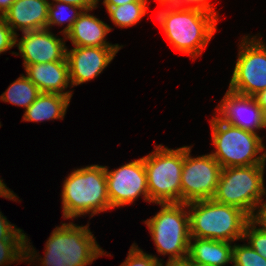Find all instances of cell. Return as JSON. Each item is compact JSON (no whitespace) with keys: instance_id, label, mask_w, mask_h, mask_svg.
<instances>
[{"instance_id":"cell-1","label":"cell","mask_w":266,"mask_h":266,"mask_svg":"<svg viewBox=\"0 0 266 266\" xmlns=\"http://www.w3.org/2000/svg\"><path fill=\"white\" fill-rule=\"evenodd\" d=\"M157 19L173 49L198 58L216 33L219 13L215 9L164 6Z\"/></svg>"},{"instance_id":"cell-2","label":"cell","mask_w":266,"mask_h":266,"mask_svg":"<svg viewBox=\"0 0 266 266\" xmlns=\"http://www.w3.org/2000/svg\"><path fill=\"white\" fill-rule=\"evenodd\" d=\"M89 229V223L79 226L73 222L57 226L45 244V254L39 257L36 250L31 248L26 236V262L38 259L40 266H87L95 259L106 255L107 252L96 242ZM39 257V258H38Z\"/></svg>"},{"instance_id":"cell-3","label":"cell","mask_w":266,"mask_h":266,"mask_svg":"<svg viewBox=\"0 0 266 266\" xmlns=\"http://www.w3.org/2000/svg\"><path fill=\"white\" fill-rule=\"evenodd\" d=\"M61 192L63 219L110 210L105 166L88 165L72 170Z\"/></svg>"},{"instance_id":"cell-4","label":"cell","mask_w":266,"mask_h":266,"mask_svg":"<svg viewBox=\"0 0 266 266\" xmlns=\"http://www.w3.org/2000/svg\"><path fill=\"white\" fill-rule=\"evenodd\" d=\"M190 236L235 242L243 240L251 217L238 207L221 204L213 199L187 203Z\"/></svg>"},{"instance_id":"cell-5","label":"cell","mask_w":266,"mask_h":266,"mask_svg":"<svg viewBox=\"0 0 266 266\" xmlns=\"http://www.w3.org/2000/svg\"><path fill=\"white\" fill-rule=\"evenodd\" d=\"M210 125L216 148L210 154L222 169L266 163L265 146L260 135L223 123L215 116Z\"/></svg>"},{"instance_id":"cell-6","label":"cell","mask_w":266,"mask_h":266,"mask_svg":"<svg viewBox=\"0 0 266 266\" xmlns=\"http://www.w3.org/2000/svg\"><path fill=\"white\" fill-rule=\"evenodd\" d=\"M265 165L223 168L212 199L238 207L252 217L259 202L266 196L263 180Z\"/></svg>"},{"instance_id":"cell-7","label":"cell","mask_w":266,"mask_h":266,"mask_svg":"<svg viewBox=\"0 0 266 266\" xmlns=\"http://www.w3.org/2000/svg\"><path fill=\"white\" fill-rule=\"evenodd\" d=\"M150 203H181L183 147L162 144L143 157Z\"/></svg>"},{"instance_id":"cell-8","label":"cell","mask_w":266,"mask_h":266,"mask_svg":"<svg viewBox=\"0 0 266 266\" xmlns=\"http://www.w3.org/2000/svg\"><path fill=\"white\" fill-rule=\"evenodd\" d=\"M158 213L144 221L154 241L158 254L169 255L168 260L188 256L190 225L187 204L157 203Z\"/></svg>"},{"instance_id":"cell-9","label":"cell","mask_w":266,"mask_h":266,"mask_svg":"<svg viewBox=\"0 0 266 266\" xmlns=\"http://www.w3.org/2000/svg\"><path fill=\"white\" fill-rule=\"evenodd\" d=\"M256 37L246 35L241 40L228 88L247 96H256L266 89V44Z\"/></svg>"},{"instance_id":"cell-10","label":"cell","mask_w":266,"mask_h":266,"mask_svg":"<svg viewBox=\"0 0 266 266\" xmlns=\"http://www.w3.org/2000/svg\"><path fill=\"white\" fill-rule=\"evenodd\" d=\"M191 147L183 146L181 203L185 204L212 199L222 170L210 153L192 157Z\"/></svg>"},{"instance_id":"cell-11","label":"cell","mask_w":266,"mask_h":266,"mask_svg":"<svg viewBox=\"0 0 266 266\" xmlns=\"http://www.w3.org/2000/svg\"><path fill=\"white\" fill-rule=\"evenodd\" d=\"M110 209L132 204L138 197L150 203L143 157L115 170L105 166Z\"/></svg>"},{"instance_id":"cell-12","label":"cell","mask_w":266,"mask_h":266,"mask_svg":"<svg viewBox=\"0 0 266 266\" xmlns=\"http://www.w3.org/2000/svg\"><path fill=\"white\" fill-rule=\"evenodd\" d=\"M219 121L258 134L266 128V114L254 96H247L227 90L216 107ZM257 130V131H256Z\"/></svg>"},{"instance_id":"cell-13","label":"cell","mask_w":266,"mask_h":266,"mask_svg":"<svg viewBox=\"0 0 266 266\" xmlns=\"http://www.w3.org/2000/svg\"><path fill=\"white\" fill-rule=\"evenodd\" d=\"M22 34L20 39H17L19 35H16L15 46L18 47L19 53L12 52V54L21 55L23 67L38 63L67 61L66 35L58 38L49 29L27 31Z\"/></svg>"},{"instance_id":"cell-14","label":"cell","mask_w":266,"mask_h":266,"mask_svg":"<svg viewBox=\"0 0 266 266\" xmlns=\"http://www.w3.org/2000/svg\"><path fill=\"white\" fill-rule=\"evenodd\" d=\"M122 47H77L66 51L70 86L88 82L102 73Z\"/></svg>"},{"instance_id":"cell-15","label":"cell","mask_w":266,"mask_h":266,"mask_svg":"<svg viewBox=\"0 0 266 266\" xmlns=\"http://www.w3.org/2000/svg\"><path fill=\"white\" fill-rule=\"evenodd\" d=\"M49 5L48 0H15L2 17L16 35V30L47 29Z\"/></svg>"},{"instance_id":"cell-16","label":"cell","mask_w":266,"mask_h":266,"mask_svg":"<svg viewBox=\"0 0 266 266\" xmlns=\"http://www.w3.org/2000/svg\"><path fill=\"white\" fill-rule=\"evenodd\" d=\"M24 70L41 93H57L72 98V90L65 91L67 87L71 88L67 61L27 65Z\"/></svg>"},{"instance_id":"cell-17","label":"cell","mask_w":266,"mask_h":266,"mask_svg":"<svg viewBox=\"0 0 266 266\" xmlns=\"http://www.w3.org/2000/svg\"><path fill=\"white\" fill-rule=\"evenodd\" d=\"M92 10H83L66 34V39L77 47H123L106 41L105 38L112 28L96 16L89 14Z\"/></svg>"},{"instance_id":"cell-18","label":"cell","mask_w":266,"mask_h":266,"mask_svg":"<svg viewBox=\"0 0 266 266\" xmlns=\"http://www.w3.org/2000/svg\"><path fill=\"white\" fill-rule=\"evenodd\" d=\"M188 257L196 266H225L232 262L233 245L227 241L191 237Z\"/></svg>"},{"instance_id":"cell-19","label":"cell","mask_w":266,"mask_h":266,"mask_svg":"<svg viewBox=\"0 0 266 266\" xmlns=\"http://www.w3.org/2000/svg\"><path fill=\"white\" fill-rule=\"evenodd\" d=\"M70 100V97L57 93H40L36 100L25 110L23 121L63 120Z\"/></svg>"},{"instance_id":"cell-20","label":"cell","mask_w":266,"mask_h":266,"mask_svg":"<svg viewBox=\"0 0 266 266\" xmlns=\"http://www.w3.org/2000/svg\"><path fill=\"white\" fill-rule=\"evenodd\" d=\"M40 93L38 87L22 74L0 95V100L23 107L26 110Z\"/></svg>"},{"instance_id":"cell-21","label":"cell","mask_w":266,"mask_h":266,"mask_svg":"<svg viewBox=\"0 0 266 266\" xmlns=\"http://www.w3.org/2000/svg\"><path fill=\"white\" fill-rule=\"evenodd\" d=\"M148 4L144 0L106 7L110 20L120 28H128L137 24L147 14Z\"/></svg>"},{"instance_id":"cell-22","label":"cell","mask_w":266,"mask_h":266,"mask_svg":"<svg viewBox=\"0 0 266 266\" xmlns=\"http://www.w3.org/2000/svg\"><path fill=\"white\" fill-rule=\"evenodd\" d=\"M26 236L19 228L8 240H0V266L26 261Z\"/></svg>"},{"instance_id":"cell-23","label":"cell","mask_w":266,"mask_h":266,"mask_svg":"<svg viewBox=\"0 0 266 266\" xmlns=\"http://www.w3.org/2000/svg\"><path fill=\"white\" fill-rule=\"evenodd\" d=\"M66 10L71 11V15L65 13ZM69 11V12H70ZM83 12V9L68 3L62 2H51L48 11L47 29L50 30L52 26L58 25L62 26L65 22H68L65 28H63L59 33L66 35L73 27L74 22L78 19L79 15ZM67 15V16H66ZM69 15V16H68Z\"/></svg>"},{"instance_id":"cell-24","label":"cell","mask_w":266,"mask_h":266,"mask_svg":"<svg viewBox=\"0 0 266 266\" xmlns=\"http://www.w3.org/2000/svg\"><path fill=\"white\" fill-rule=\"evenodd\" d=\"M233 266H266V259L249 244L233 245Z\"/></svg>"},{"instance_id":"cell-25","label":"cell","mask_w":266,"mask_h":266,"mask_svg":"<svg viewBox=\"0 0 266 266\" xmlns=\"http://www.w3.org/2000/svg\"><path fill=\"white\" fill-rule=\"evenodd\" d=\"M248 241V244L266 259V231L250 220L244 230L243 240Z\"/></svg>"},{"instance_id":"cell-26","label":"cell","mask_w":266,"mask_h":266,"mask_svg":"<svg viewBox=\"0 0 266 266\" xmlns=\"http://www.w3.org/2000/svg\"><path fill=\"white\" fill-rule=\"evenodd\" d=\"M162 259H158L152 254H147L138 247L132 244L129 249L128 256L120 266H161Z\"/></svg>"},{"instance_id":"cell-27","label":"cell","mask_w":266,"mask_h":266,"mask_svg":"<svg viewBox=\"0 0 266 266\" xmlns=\"http://www.w3.org/2000/svg\"><path fill=\"white\" fill-rule=\"evenodd\" d=\"M16 34L11 30L5 19L0 16V54L15 47Z\"/></svg>"},{"instance_id":"cell-28","label":"cell","mask_w":266,"mask_h":266,"mask_svg":"<svg viewBox=\"0 0 266 266\" xmlns=\"http://www.w3.org/2000/svg\"><path fill=\"white\" fill-rule=\"evenodd\" d=\"M255 211L256 214H253L251 220L259 226L262 230L266 231V200L263 199L259 202Z\"/></svg>"},{"instance_id":"cell-29","label":"cell","mask_w":266,"mask_h":266,"mask_svg":"<svg viewBox=\"0 0 266 266\" xmlns=\"http://www.w3.org/2000/svg\"><path fill=\"white\" fill-rule=\"evenodd\" d=\"M18 229L0 212V240H8Z\"/></svg>"},{"instance_id":"cell-30","label":"cell","mask_w":266,"mask_h":266,"mask_svg":"<svg viewBox=\"0 0 266 266\" xmlns=\"http://www.w3.org/2000/svg\"><path fill=\"white\" fill-rule=\"evenodd\" d=\"M174 6L200 7L203 9H214L209 0H174Z\"/></svg>"},{"instance_id":"cell-31","label":"cell","mask_w":266,"mask_h":266,"mask_svg":"<svg viewBox=\"0 0 266 266\" xmlns=\"http://www.w3.org/2000/svg\"><path fill=\"white\" fill-rule=\"evenodd\" d=\"M52 1L72 4L82 8L83 10L95 9L99 2V0H52Z\"/></svg>"},{"instance_id":"cell-32","label":"cell","mask_w":266,"mask_h":266,"mask_svg":"<svg viewBox=\"0 0 266 266\" xmlns=\"http://www.w3.org/2000/svg\"><path fill=\"white\" fill-rule=\"evenodd\" d=\"M163 263L162 261L161 266H196L188 256L181 259L167 260L165 264Z\"/></svg>"},{"instance_id":"cell-33","label":"cell","mask_w":266,"mask_h":266,"mask_svg":"<svg viewBox=\"0 0 266 266\" xmlns=\"http://www.w3.org/2000/svg\"><path fill=\"white\" fill-rule=\"evenodd\" d=\"M0 197H4L13 201H17L19 198L13 191H11V189L6 186L2 179H0Z\"/></svg>"},{"instance_id":"cell-34","label":"cell","mask_w":266,"mask_h":266,"mask_svg":"<svg viewBox=\"0 0 266 266\" xmlns=\"http://www.w3.org/2000/svg\"><path fill=\"white\" fill-rule=\"evenodd\" d=\"M135 1L137 0H103L102 3L104 4L105 7H114Z\"/></svg>"},{"instance_id":"cell-35","label":"cell","mask_w":266,"mask_h":266,"mask_svg":"<svg viewBox=\"0 0 266 266\" xmlns=\"http://www.w3.org/2000/svg\"><path fill=\"white\" fill-rule=\"evenodd\" d=\"M254 97L256 98L257 103L261 106V108L265 111L266 114V89L259 92Z\"/></svg>"},{"instance_id":"cell-36","label":"cell","mask_w":266,"mask_h":266,"mask_svg":"<svg viewBox=\"0 0 266 266\" xmlns=\"http://www.w3.org/2000/svg\"><path fill=\"white\" fill-rule=\"evenodd\" d=\"M14 2L15 0H0V16H3Z\"/></svg>"},{"instance_id":"cell-37","label":"cell","mask_w":266,"mask_h":266,"mask_svg":"<svg viewBox=\"0 0 266 266\" xmlns=\"http://www.w3.org/2000/svg\"><path fill=\"white\" fill-rule=\"evenodd\" d=\"M147 4L148 0H144ZM158 1L160 8L164 6H174V0H156Z\"/></svg>"}]
</instances>
